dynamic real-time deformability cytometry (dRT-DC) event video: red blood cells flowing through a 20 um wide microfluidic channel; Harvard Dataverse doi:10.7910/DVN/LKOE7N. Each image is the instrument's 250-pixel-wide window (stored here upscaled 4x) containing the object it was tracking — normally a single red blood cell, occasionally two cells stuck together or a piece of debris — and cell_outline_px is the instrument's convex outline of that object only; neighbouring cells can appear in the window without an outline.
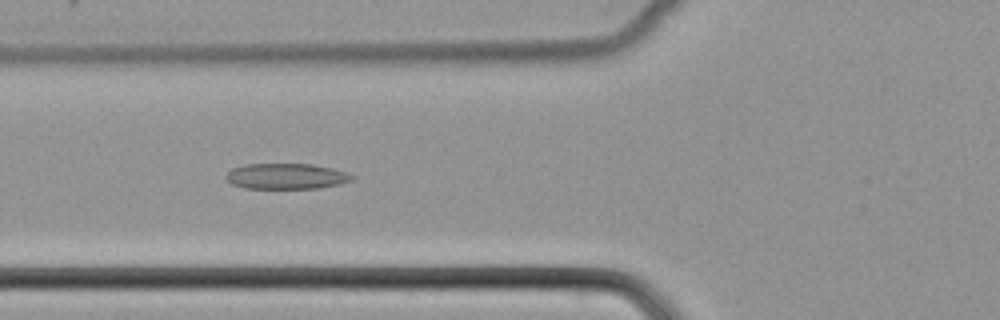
{"species": "common noctule bat (a hibernating species)", "species_latin": "Nyctalus noctula", "temperature_condition": "cold", "stored_images_in_passage": 50, "camera_frame_rate_fps": 3000, "um_per_image_px": 0.085, "animal": {"sex": "female", "body_mass_g": 22.7, "forearm_length_mm": 54.2}, "frame": {"image": 1, "passage_image": 19, "time_ms": 6.0, "image_size_px": [1000, 320], "cell_outline_px": [[356, 176], [352, 180], [340, 184], [320, 188], [244, 188], [232, 184], [224, 176], [232, 168], [244, 164], [312, 164], [332, 168], [348, 172]], "centroid_in_image_um": [24.36, 14.98], "position_along_channel_um": 101.4, "area_um2": 18.96}}
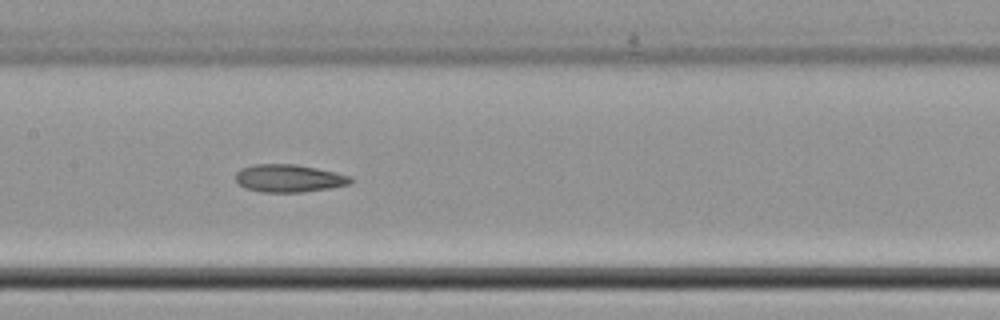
{"frame": {"image": 2, "passage_image": 25, "time_ms": 8.0, "image_size_px": [1000, 320], "cell_outline_px": [[352, 180], [348, 184], [328, 188], [300, 192], [260, 192], [244, 188], [236, 180], [236, 172], [240, 168], [256, 164], [296, 164], [316, 168], [352, 176]], "centroid_in_image_um": [24.52, 15.15], "position_along_channel_um": 182.9, "area_um2": 18.44}}
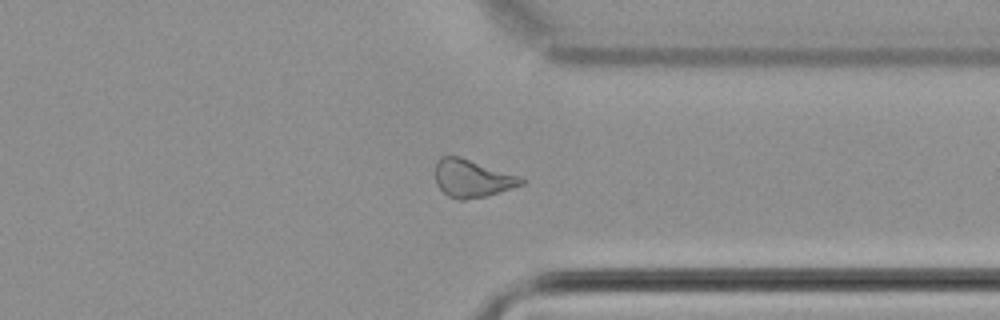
{"frame": {"image": 3, "passage_image": 39, "time_ms": 12.667, "image_size_px": [1000, 320], "cell_outline_px": [[528, 180], [524, 184], [484, 196], [464, 200], [456, 200], [448, 196], [436, 184], [436, 160], [440, 156], [460, 156], [520, 176]], "centroid_in_image_um": [40.13, 15.15], "position_along_channel_um": 371.3, "area_um2": 18.9}}